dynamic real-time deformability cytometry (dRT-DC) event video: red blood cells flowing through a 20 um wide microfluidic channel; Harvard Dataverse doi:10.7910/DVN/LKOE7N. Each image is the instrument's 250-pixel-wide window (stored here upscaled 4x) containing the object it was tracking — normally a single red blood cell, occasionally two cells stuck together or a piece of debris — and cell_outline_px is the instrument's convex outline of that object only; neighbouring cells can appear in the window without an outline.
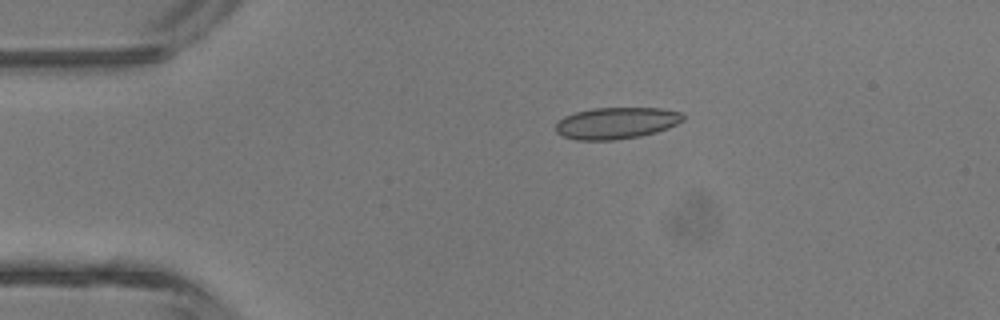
{"species": "common noctule bat (a hibernating species)", "species_latin": "Nyctalus noctula", "temperature_condition": "room temperature", "stored_images_in_passage": 3, "camera_frame_rate_fps": 3000, "um_per_image_px": 0.085, "animal": {"sex": "male", "body_mass_g": 13.3}, "frame": {"image": 1, "passage_image": 2, "time_ms": 1.333, "image_size_px": [1000, 320], "cell_outline_px": [[684, 120], [668, 128], [656, 132], [640, 136], [612, 140], [576, 140], [564, 136], [556, 132], [556, 124], [564, 116], [576, 112], [592, 108], [660, 108], [680, 112], [684, 116]], "centroid_in_image_um": [52.39, 10.46], "position_along_channel_um": 32.6, "area_um2": 23.35}}